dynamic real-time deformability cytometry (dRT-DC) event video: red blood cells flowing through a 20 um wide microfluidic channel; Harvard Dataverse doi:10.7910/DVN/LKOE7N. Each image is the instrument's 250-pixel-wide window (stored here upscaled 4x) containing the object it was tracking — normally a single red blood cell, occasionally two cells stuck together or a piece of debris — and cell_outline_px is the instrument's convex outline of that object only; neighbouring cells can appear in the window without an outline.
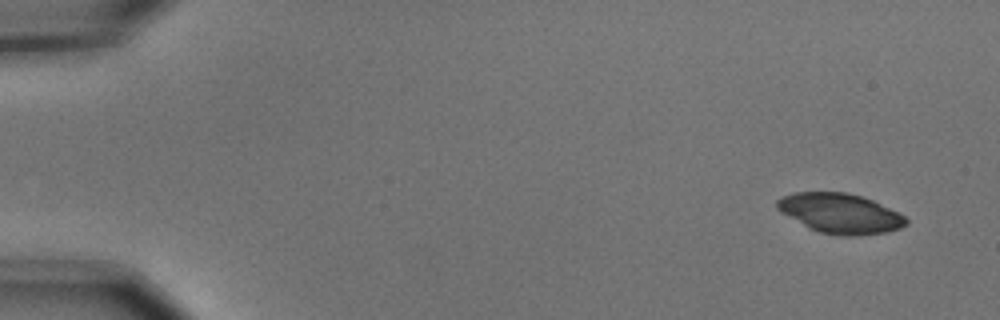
{"species": "common noctule bat (a hibernating species)", "species_latin": "Nyctalus noctula", "temperature_condition": "cold", "stored_images_in_passage": 6, "camera_frame_rate_fps": 3000, "um_per_image_px": 0.085, "animal": {"sex": "male", "body_mass_g": 15.6}, "frame": {"image": 1, "passage_image": 1, "time_ms": 0.0, "image_size_px": [1000, 320], "cell_outline_px": [[908, 224], [900, 228], [888, 232], [856, 236], [840, 236], [820, 232], [808, 228], [780, 212], [776, 208], [776, 200], [780, 196], [792, 192], [848, 192], [872, 200], [904, 216], [908, 220]], "centroid_in_image_um": [71.37, 18.14], "position_along_channel_um": 13.6, "area_um2": 30.11}}